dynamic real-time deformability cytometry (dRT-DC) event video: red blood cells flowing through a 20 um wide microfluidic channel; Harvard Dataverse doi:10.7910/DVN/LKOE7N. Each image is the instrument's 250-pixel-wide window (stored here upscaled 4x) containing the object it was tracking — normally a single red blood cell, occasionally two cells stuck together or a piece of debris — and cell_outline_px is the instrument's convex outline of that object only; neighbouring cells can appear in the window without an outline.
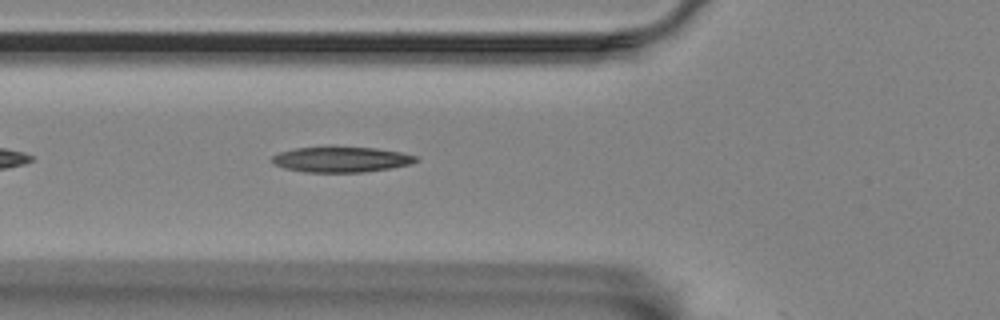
{"species": "Egyptian fruit bat (a non-hibernating species)", "species_latin": "Rousettus aegyptiacus", "temperature_condition": "room temperature", "stored_images_in_passage": 38, "camera_frame_rate_fps": 3000, "um_per_image_px": 0.085, "animal": {"sex": "female"}, "frame": {"image": 1, "passage_image": 6, "time_ms": 1.667, "image_size_px": [1000, 320], "cell_outline_px": [[420, 160], [412, 164], [392, 168], [364, 172], [308, 172], [284, 168], [276, 164], [272, 160], [272, 156], [280, 152], [296, 148], [328, 144], [332, 144], [376, 148], [400, 152], [420, 156]], "centroid_in_image_um": [29.06, 13.51], "position_along_channel_um": 96.7, "area_um2": 22.25}}
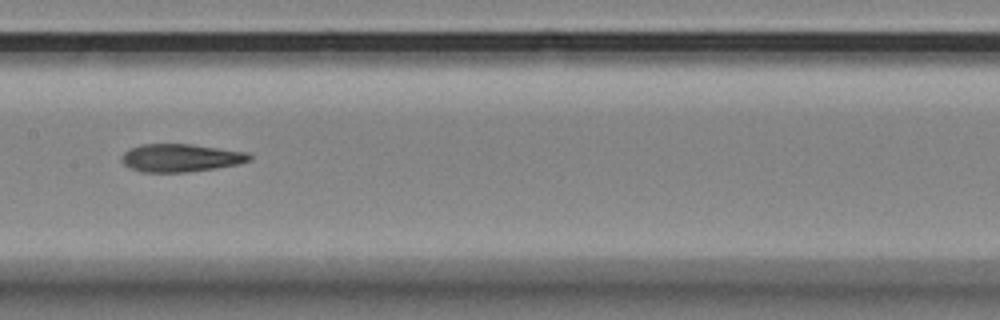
{"frame": {"image": 2, "passage_image": 14, "time_ms": 4.333, "image_size_px": [1000, 320], "cell_outline_px": [[252, 160], [236, 164], [216, 168], [188, 172], [140, 172], [128, 168], [120, 160], [120, 156], [128, 148], [140, 144], [192, 144], [248, 152], [252, 156]], "centroid_in_image_um": [15.31, 13.41], "position_along_channel_um": 192.1, "area_um2": 21.1}}
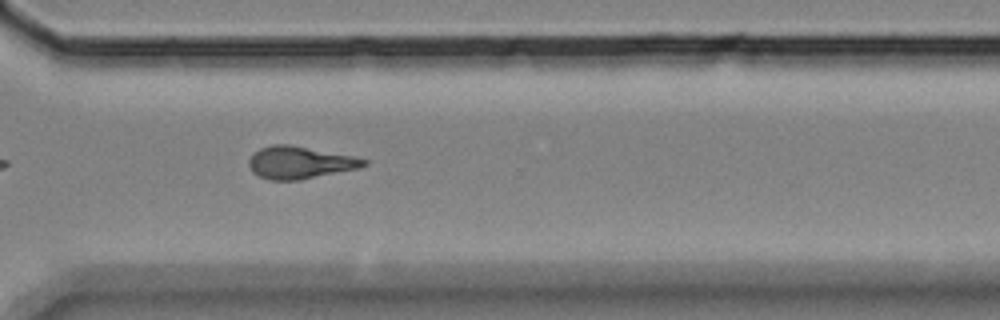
{"frame": {"image": 3, "passage_image": 27, "time_ms": 8.667, "image_size_px": [1000, 320], "cell_outline_px": [[368, 164], [360, 168], [300, 180], [268, 180], [252, 172], [248, 164], [248, 160], [260, 148], [272, 144], [288, 144], [352, 156], [368, 160]], "centroid_in_image_um": [25.48, 13.82], "position_along_channel_um": 345.1, "area_um2": 21.56}}